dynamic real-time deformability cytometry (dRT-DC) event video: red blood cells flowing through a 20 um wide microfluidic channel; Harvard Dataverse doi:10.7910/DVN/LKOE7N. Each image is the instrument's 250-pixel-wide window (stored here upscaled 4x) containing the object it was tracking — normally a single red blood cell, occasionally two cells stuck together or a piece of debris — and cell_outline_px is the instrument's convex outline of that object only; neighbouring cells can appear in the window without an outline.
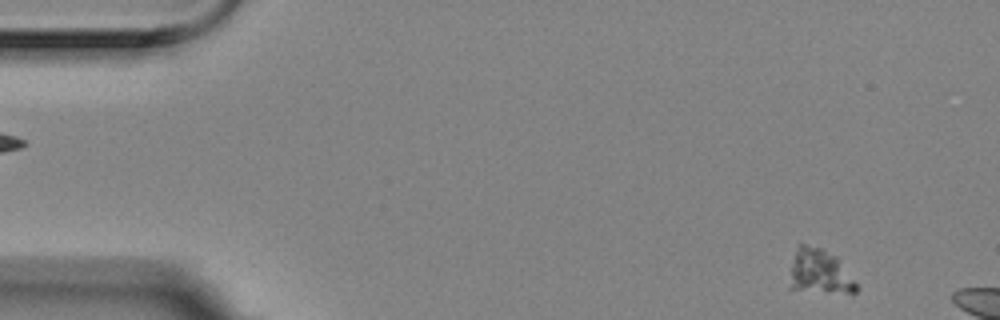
{"species": "Egyptian fruit bat (a non-hibernating species)", "species_latin": "Rousettus aegyptiacus", "temperature_condition": "room temperature", "stored_images_in_passage": 3, "camera_frame_rate_fps": 3000, "um_per_image_px": 0.085, "animal": {"sex": "female"}, "frame": {"image": 1, "passage_image": 1, "time_ms": 0.0, "image_size_px": [1000, 320], "cell_outline_px": [[860, 288], [856, 292], [828, 292], [788, 288], [796, 244], [804, 244], [820, 248], [836, 256]], "centroid_in_image_um": [69.66, 23.09], "position_along_channel_um": 15.3, "area_um2": 17.05}}